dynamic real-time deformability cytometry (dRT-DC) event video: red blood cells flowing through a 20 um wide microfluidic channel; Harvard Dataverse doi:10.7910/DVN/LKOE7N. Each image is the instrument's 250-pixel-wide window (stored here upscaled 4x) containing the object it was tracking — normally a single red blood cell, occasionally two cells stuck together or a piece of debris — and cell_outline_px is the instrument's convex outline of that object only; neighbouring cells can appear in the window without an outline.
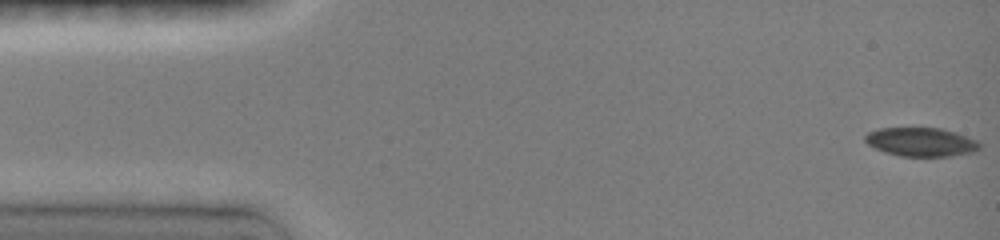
{"species": "common noctule bat (a hibernating species)", "species_latin": "Nyctalus noctula", "temperature_condition": "room temperature", "stored_images_in_passage": 21, "camera_frame_rate_fps": 3000, "um_per_image_px": 0.085, "animal": {"sex": "female", "body_mass_g": 19.0, "forearm_length_mm": 51.5}, "frame": {"image": 1, "passage_image": 1, "time_ms": 0.0, "image_size_px": [1000, 240], "cell_outline_px": [[980, 148], [972, 152], [948, 156], [900, 156], [876, 148], [868, 144], [864, 140], [864, 136], [868, 132], [880, 128], [940, 128], [976, 140], [980, 144]], "centroid_in_image_um": [78.26, 12.06], "position_along_channel_um": 6.7, "area_um2": 18.79}}
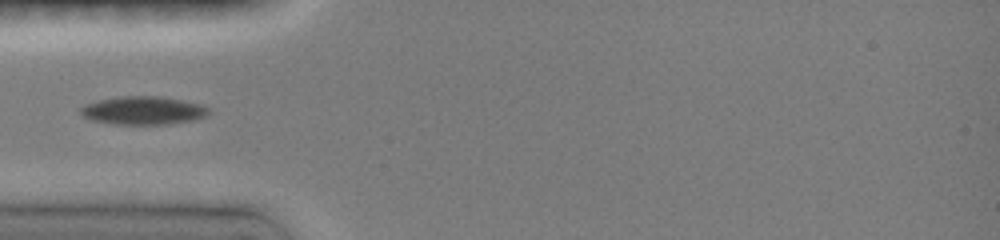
{"frame": {"image": 2, "passage_image": 8, "time_ms": 4.667, "image_size_px": [1000, 240], "cell_outline_px": [[208, 116], [192, 120], [168, 124], [116, 124], [92, 120], [84, 116], [80, 112], [80, 108], [84, 104], [100, 100], [120, 96], [160, 96], [204, 104], [208, 108]], "centroid_in_image_um": [12.2, 9.38], "position_along_channel_um": 72.8, "area_um2": 21.04}}
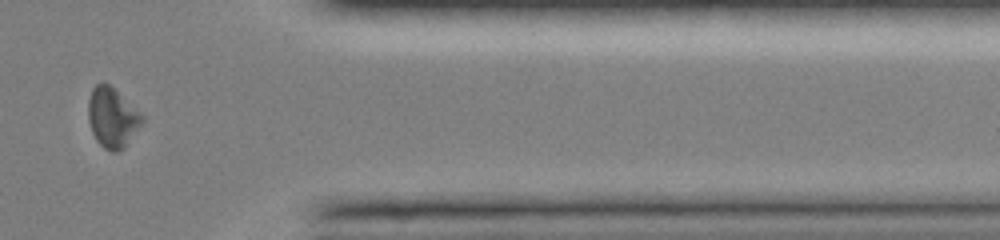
{"frame": {"image": 3, "passage_image": 19, "time_ms": 13.0, "image_size_px": [1000, 240], "cell_outline_px": [[144, 120], [124, 148], [116, 152], [112, 152], [104, 148], [96, 140], [92, 132], [88, 120], [88, 100], [92, 88], [96, 84], [108, 84], [140, 112], [144, 116]], "centroid_in_image_um": [9.53, 10.02], "position_along_channel_um": 401.9, "area_um2": 18.55}, "authors_computed_cell_mechanics": {"area_um2": 19.7098, "velocity_mm_per_s": 4.0522, "shape_relaxation_time_tau1_ms": 7.1081, "shape_relaxation_time_tau2_ms": null, "deformation_change_tau1": 0.1688, "deformation_change_tau2": null}}